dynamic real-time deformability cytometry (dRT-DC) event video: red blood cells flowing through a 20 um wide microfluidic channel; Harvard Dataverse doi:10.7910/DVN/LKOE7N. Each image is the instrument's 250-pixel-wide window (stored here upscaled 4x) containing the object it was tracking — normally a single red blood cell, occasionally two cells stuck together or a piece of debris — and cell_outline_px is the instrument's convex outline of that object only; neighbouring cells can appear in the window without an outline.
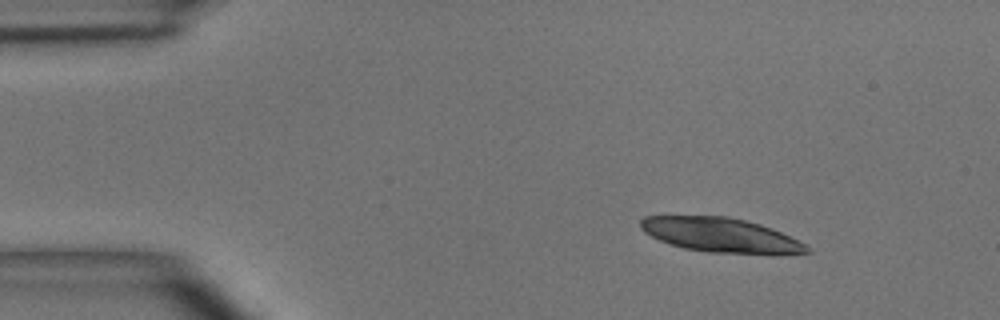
{"species": "common noctule bat (a hibernating species)", "species_latin": "Nyctalus noctula", "temperature_condition": "room temperature", "stored_images_in_passage": 4, "camera_frame_rate_fps": 3000, "um_per_image_px": 0.085, "animal": {"sex": "male", "body_mass_g": 15.6}, "frame": {"image": 1, "passage_image": 1, "time_ms": 0.0, "image_size_px": [1000, 320], "cell_outline_px": [[812, 252], [708, 252], [684, 248], [660, 240], [644, 232], [640, 228], [640, 220], [644, 216], [728, 216], [760, 224], [772, 228], [804, 244]], "centroid_in_image_um": [61.13, 19.94], "position_along_channel_um": 23.9, "area_um2": 32.19}}
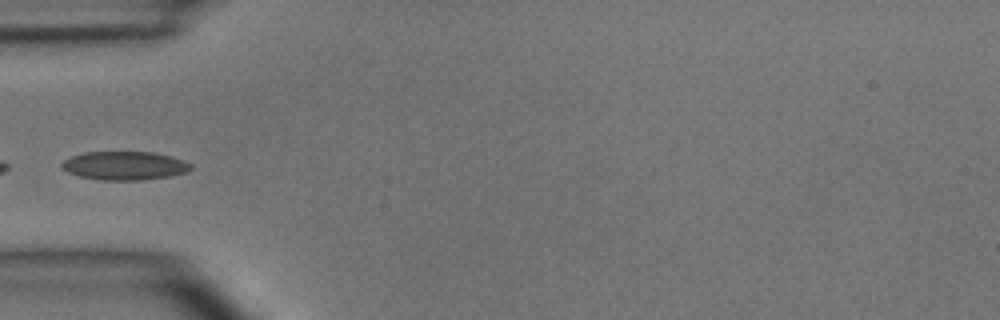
{"frame": {"image": 2, "passage_image": 4, "time_ms": 3.333, "image_size_px": [1000, 320], "cell_outline_px": [[192, 168], [188, 172], [168, 176], [140, 180], [100, 180], [80, 176], [68, 172], [60, 168], [60, 164], [64, 160], [72, 156], [84, 152], [152, 152], [184, 160], [192, 164]], "centroid_in_image_um": [10.57, 14.08], "position_along_channel_um": 74.4, "area_um2": 21.44}}